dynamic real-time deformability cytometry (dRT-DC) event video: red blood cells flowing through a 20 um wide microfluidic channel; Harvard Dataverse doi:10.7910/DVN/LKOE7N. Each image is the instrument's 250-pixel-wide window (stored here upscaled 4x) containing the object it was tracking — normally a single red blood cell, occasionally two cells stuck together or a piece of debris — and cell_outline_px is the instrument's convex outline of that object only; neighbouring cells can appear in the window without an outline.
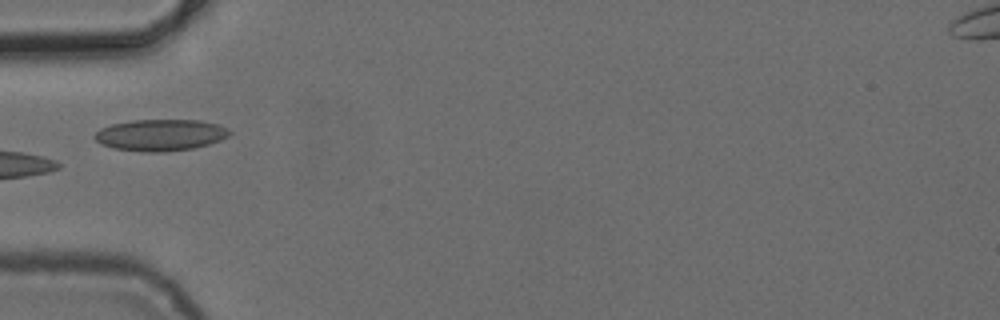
{"species": "common noctule bat (a hibernating species)", "species_latin": "Nyctalus noctula", "temperature_condition": "cold", "stored_images_in_passage": 6, "camera_frame_rate_fps": 3000, "um_per_image_px": 0.085, "animal": {"sex": "female", "body_mass_g": 24.6, "forearm_length_mm": 56.2}, "frame": {"image": 1, "passage_image": 5, "time_ms": 5.667, "image_size_px": [1000, 320], "cell_outline_px": [[232, 132], [228, 136], [220, 140], [208, 144], [192, 148], [168, 152], [144, 152], [112, 148], [100, 144], [92, 136], [100, 128], [112, 124], [132, 120], [200, 120], [220, 124], [228, 128]], "centroid_in_image_um": [13.63, 11.47], "position_along_channel_um": 71.4, "area_um2": 25.03}}
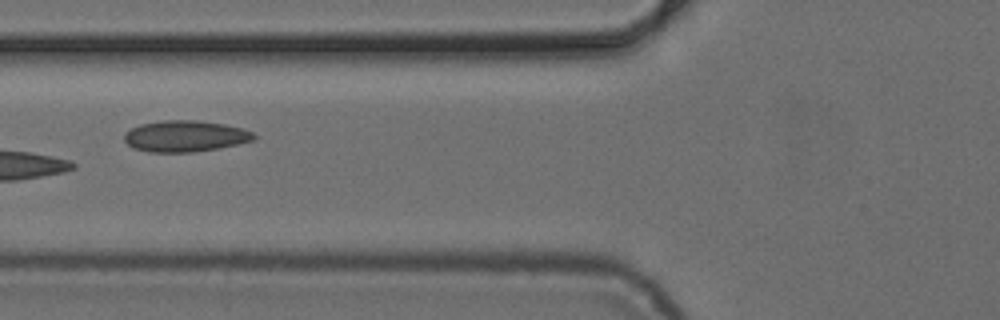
{"frame": {"image": 2, "passage_image": 6, "time_ms": 6.667, "image_size_px": [1000, 320], "cell_outline_px": [[256, 140], [216, 148], [192, 152], [148, 152], [132, 148], [124, 140], [124, 132], [140, 124], [164, 120], [200, 120], [224, 124], [244, 128], [252, 132], [256, 136]], "centroid_in_image_um": [15.73, 11.56], "position_along_channel_um": 110.1, "area_um2": 23.7}}